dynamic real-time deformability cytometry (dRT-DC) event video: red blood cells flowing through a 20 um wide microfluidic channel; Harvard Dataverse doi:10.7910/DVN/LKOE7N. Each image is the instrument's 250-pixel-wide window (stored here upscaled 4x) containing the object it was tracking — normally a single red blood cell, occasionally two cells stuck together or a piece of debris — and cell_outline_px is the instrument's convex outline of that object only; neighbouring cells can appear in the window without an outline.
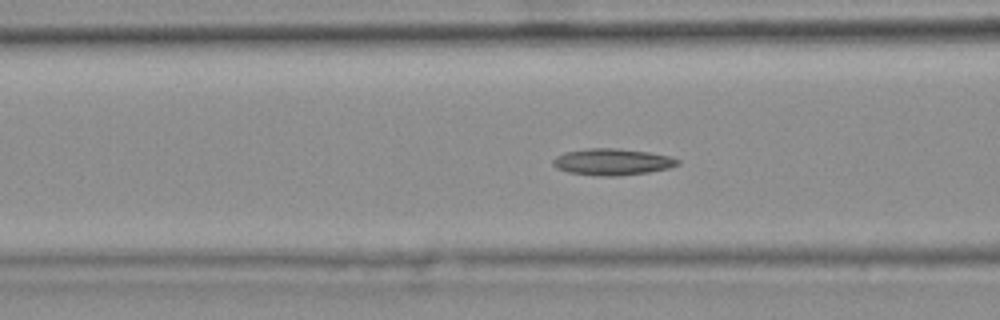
{"species": "common noctule bat (a hibernating species)", "species_latin": "Nyctalus noctula", "temperature_condition": "warm", "stored_images_in_passage": 47, "camera_frame_rate_fps": 3000, "um_per_image_px": 0.085, "animal": {"sex": "female", "body_mass_g": 25.1}, "frame": {"image": 1, "passage_image": 21, "time_ms": 6.667, "image_size_px": [1000, 320], "cell_outline_px": [[680, 164], [668, 168], [648, 172], [616, 176], [596, 176], [568, 172], [556, 168], [552, 164], [552, 160], [556, 156], [564, 152], [588, 148], [616, 148], [648, 152], [668, 156], [680, 160]], "centroid_in_image_um": [52.0, 13.76], "position_along_channel_um": 114.6, "area_um2": 19.31}, "authors_computed_cell_mechanics": {"area_um2": 18.1492, "velocity_mm_per_s": 3.7529, "shape_relaxation_time_tau1_ms": 9.6859, "shape_relaxation_time_tau2_ms": 2.9641, "deformation_change_tau1": 0.2167, "deformation_change_tau2": 0.104}}